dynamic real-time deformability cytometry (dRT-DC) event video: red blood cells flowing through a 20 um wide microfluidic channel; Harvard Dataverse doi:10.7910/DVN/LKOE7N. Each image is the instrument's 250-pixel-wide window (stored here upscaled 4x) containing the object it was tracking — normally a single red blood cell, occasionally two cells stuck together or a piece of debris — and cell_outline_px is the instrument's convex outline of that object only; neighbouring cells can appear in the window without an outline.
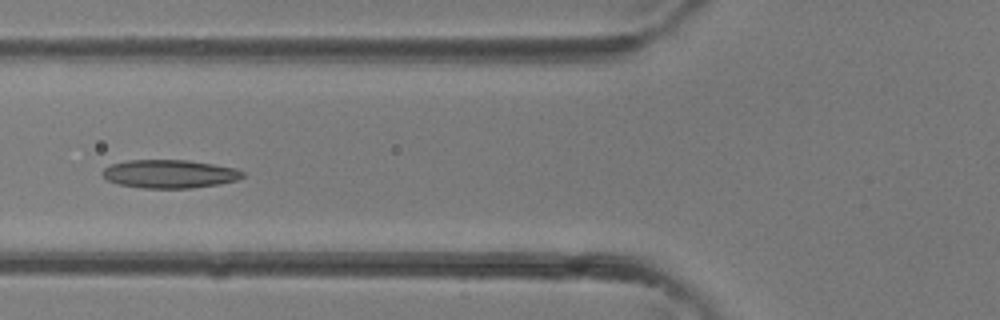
{"species": "common noctule bat (a hibernating species)", "species_latin": "Nyctalus noctula", "temperature_condition": "room temperature", "stored_images_in_passage": 5, "camera_frame_rate_fps": 3000, "um_per_image_px": 0.085, "animal": {"sex": "female"}, "frame": {"image": 1, "passage_image": 5, "time_ms": 1.333, "image_size_px": [1000, 320], "cell_outline_px": [[244, 176], [236, 180], [220, 184], [192, 188], [144, 188], [120, 184], [108, 180], [100, 172], [104, 168], [112, 164], [128, 160], [188, 160], [236, 168], [244, 172]], "centroid_in_image_um": [14.43, 14.78], "position_along_channel_um": 111.4, "area_um2": 23.06}}